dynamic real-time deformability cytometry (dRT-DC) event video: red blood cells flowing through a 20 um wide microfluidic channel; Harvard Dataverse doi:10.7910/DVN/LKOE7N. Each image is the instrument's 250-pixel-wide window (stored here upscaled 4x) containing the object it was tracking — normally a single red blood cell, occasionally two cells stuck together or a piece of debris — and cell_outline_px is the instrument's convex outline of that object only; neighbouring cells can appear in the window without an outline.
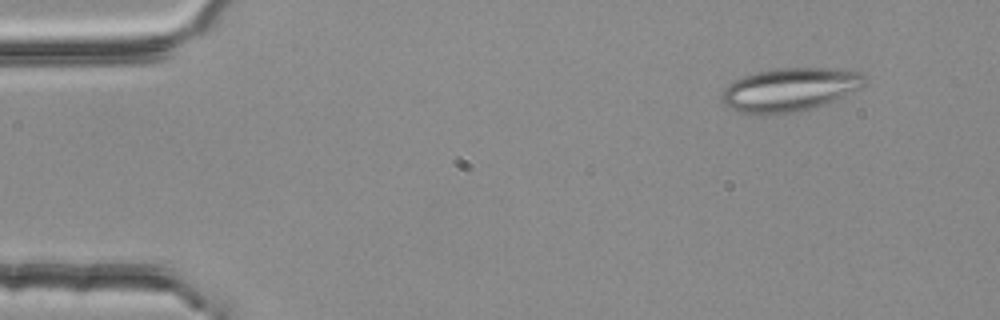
{"species": "common noctule bat (a hibernating species)", "species_latin": "Nyctalus noctula", "temperature_condition": "room temperature", "stored_images_in_passage": 53, "segment_of_instrument_passage": [1, 2], "camera_frame_rate_fps": 3000, "um_per_image_px": 0.085, "animal": {"sex": "female", "body_mass_g": 25.1}, "frame": {"image": 1, "passage_image": 5, "time_ms": 1.333, "image_size_px": [1000, 320], "cell_outline_px": [[868, 80], [864, 88], [816, 108], [800, 112], [764, 116], [740, 112], [724, 104], [720, 96], [724, 88], [728, 84], [744, 76], [756, 72], [780, 68], [824, 68], [860, 72], [868, 76]], "centroid_in_image_um": [67.18, 7.64], "position_along_channel_um": 17.8, "area_um2": 36.88}}